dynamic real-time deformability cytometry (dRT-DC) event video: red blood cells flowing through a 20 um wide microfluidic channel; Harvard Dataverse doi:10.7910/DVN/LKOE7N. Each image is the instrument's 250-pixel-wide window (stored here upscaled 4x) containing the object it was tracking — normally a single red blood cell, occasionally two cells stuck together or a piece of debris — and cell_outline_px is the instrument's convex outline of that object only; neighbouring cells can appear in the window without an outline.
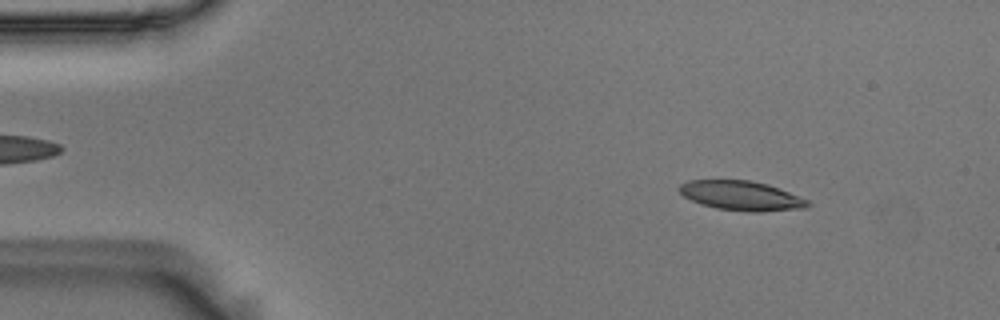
{"species": "Egyptian fruit bat (a non-hibernating species)", "species_latin": "Rousettus aegyptiacus", "temperature_condition": "room temperature", "stored_images_in_passage": 55, "camera_frame_rate_fps": 3000, "um_per_image_px": 0.085, "animal": {"sex": "male"}, "frame": {"image": 1, "passage_image": 6, "time_ms": 1.667, "image_size_px": [1000, 320], "cell_outline_px": [[812, 204], [804, 208], [760, 212], [744, 212], [716, 208], [700, 204], [684, 196], [680, 192], [680, 184], [688, 180], [748, 180], [768, 184], [808, 200]], "centroid_in_image_um": [63.01, 16.64], "position_along_channel_um": 22.0, "area_um2": 22.02}}
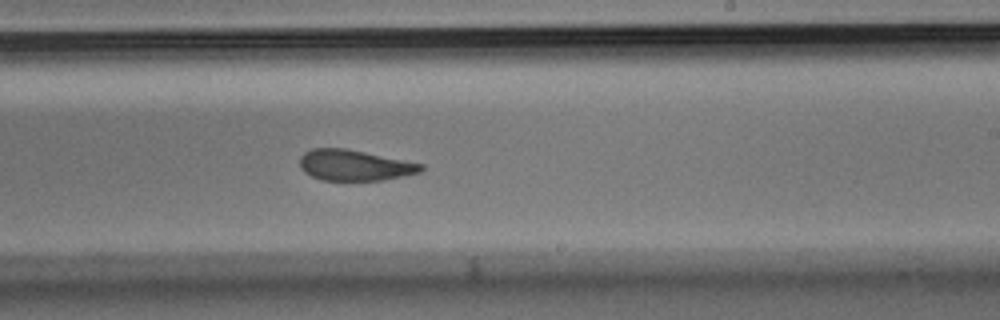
{"frame": {"image": 2, "passage_image": 32, "time_ms": 10.333, "image_size_px": [1000, 320], "cell_outline_px": [[424, 168], [420, 172], [380, 180], [320, 180], [304, 172], [300, 168], [300, 156], [304, 152], [312, 148], [344, 148], [424, 164]], "centroid_in_image_um": [30.08, 14.04], "position_along_channel_um": 258.9, "area_um2": 21.56}}
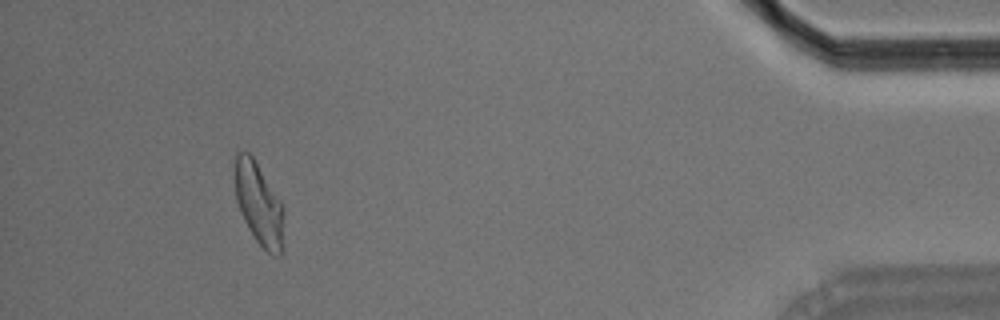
{"frame": {"image": 3, "passage_image": 50, "time_ms": 16.333, "image_size_px": [1000, 320], "cell_outline_px": [[284, 248], [280, 256], [272, 256], [256, 240], [248, 228], [240, 212], [236, 200], [236, 152], [244, 148], [252, 156], [280, 200], [284, 208]], "centroid_in_image_um": [22.04, 17.38], "position_along_channel_um": 413.2, "area_um2": 23.58}}